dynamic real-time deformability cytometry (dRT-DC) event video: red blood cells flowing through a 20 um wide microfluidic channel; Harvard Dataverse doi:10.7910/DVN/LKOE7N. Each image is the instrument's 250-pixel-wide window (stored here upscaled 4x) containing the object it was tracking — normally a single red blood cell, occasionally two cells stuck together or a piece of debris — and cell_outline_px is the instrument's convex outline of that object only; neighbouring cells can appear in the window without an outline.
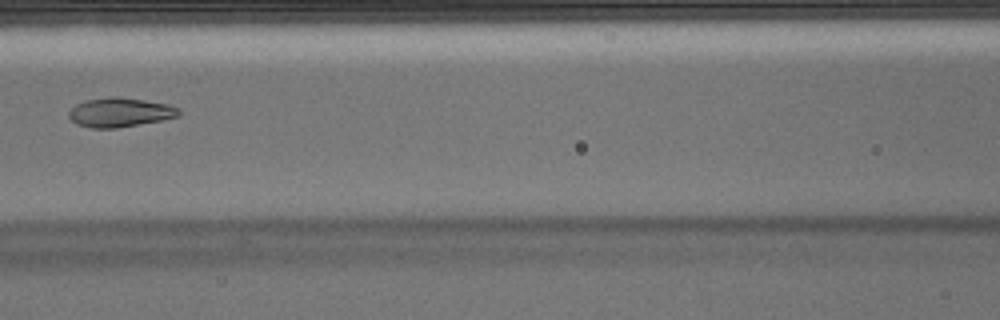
{"species": "Egyptian fruit bat (a non-hibernating species)", "species_latin": "Rousettus aegyptiacus", "temperature_condition": "warm", "stored_images_in_passage": 7, "camera_frame_rate_fps": 3000, "um_per_image_px": 0.085, "animal": {"sex": "male"}, "frame": {"image": 1, "passage_image": 7, "time_ms": 2.0, "image_size_px": [1000, 320], "cell_outline_px": [[180, 116], [164, 120], [116, 128], [92, 128], [76, 124], [68, 116], [68, 112], [76, 104], [84, 100], [108, 96], [116, 96], [144, 100], [168, 104], [180, 108]], "centroid_in_image_um": [10.2, 9.54], "position_along_channel_um": 156.4, "area_um2": 18.96}}